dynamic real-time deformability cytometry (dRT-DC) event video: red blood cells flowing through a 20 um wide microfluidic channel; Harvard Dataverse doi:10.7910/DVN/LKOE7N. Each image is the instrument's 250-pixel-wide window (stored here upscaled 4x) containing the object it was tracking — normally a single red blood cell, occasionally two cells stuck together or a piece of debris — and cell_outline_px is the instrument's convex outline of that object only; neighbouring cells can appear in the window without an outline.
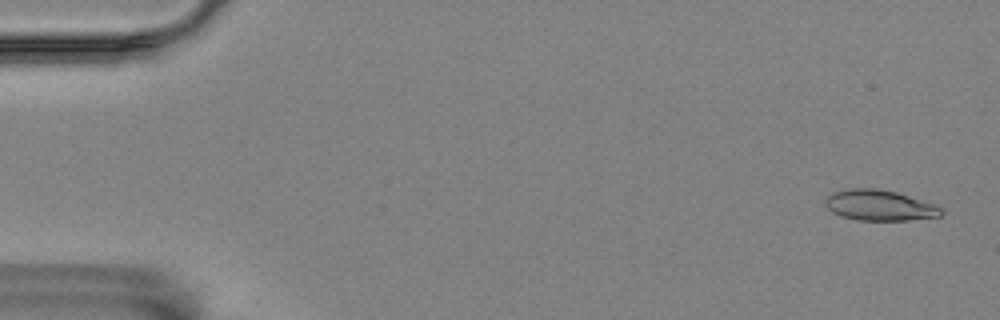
{"species": "Egyptian fruit bat (a non-hibernating species)", "species_latin": "Rousettus aegyptiacus", "temperature_condition": "room temperature", "stored_images_in_passage": 10, "camera_frame_rate_fps": 3000, "um_per_image_px": 0.085, "animal": {"sex": "female"}, "frame": {"image": 1, "passage_image": 2, "time_ms": 0.333, "image_size_px": [1000, 320], "cell_outline_px": [[944, 212], [940, 216], [908, 220], [856, 220], [840, 216], [832, 212], [824, 204], [824, 200], [832, 192], [848, 188], [876, 188], [896, 192], [936, 204]], "centroid_in_image_um": [74.73, 17.45], "position_along_channel_um": 10.3, "area_um2": 20.81}}